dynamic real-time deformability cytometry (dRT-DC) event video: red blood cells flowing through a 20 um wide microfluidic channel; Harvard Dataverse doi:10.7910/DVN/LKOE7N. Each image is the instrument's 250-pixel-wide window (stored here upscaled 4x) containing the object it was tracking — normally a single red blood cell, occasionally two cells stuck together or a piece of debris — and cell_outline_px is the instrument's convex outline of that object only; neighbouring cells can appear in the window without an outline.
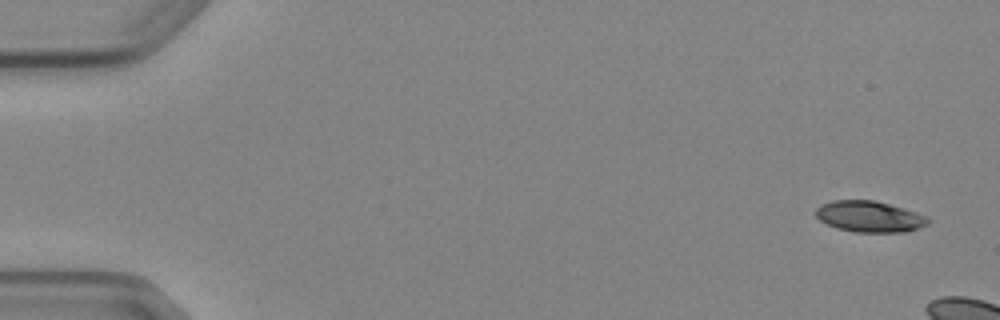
{"species": "Egyptian fruit bat (a non-hibernating species)", "species_latin": "Rousettus aegyptiacus", "temperature_condition": "cold", "stored_images_in_passage": 3, "camera_frame_rate_fps": 3000, "um_per_image_px": 0.085, "animal": {"sex": "female"}, "frame": {"image": 1, "passage_image": 1, "time_ms": 0.0, "image_size_px": [1000, 320], "cell_outline_px": [[932, 220], [928, 224], [920, 228], [904, 232], [856, 232], [836, 228], [820, 220], [816, 216], [816, 208], [820, 204], [832, 200], [876, 200], [904, 208], [916, 212]], "centroid_in_image_um": [73.91, 18.4], "position_along_channel_um": 11.1, "area_um2": 20.46}}